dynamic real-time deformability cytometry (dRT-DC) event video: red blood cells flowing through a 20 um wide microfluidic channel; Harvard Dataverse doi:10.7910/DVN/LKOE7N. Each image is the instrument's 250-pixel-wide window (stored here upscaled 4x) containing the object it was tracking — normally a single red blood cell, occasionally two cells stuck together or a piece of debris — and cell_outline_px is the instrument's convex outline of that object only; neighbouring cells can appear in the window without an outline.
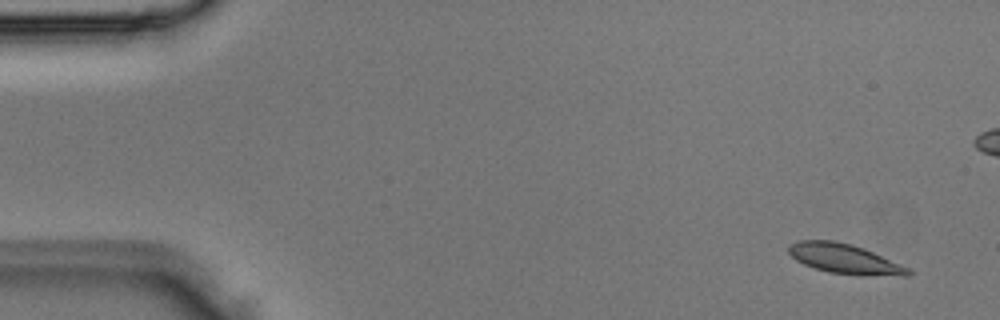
{"species": "Egyptian fruit bat (a non-hibernating species)", "species_latin": "Rousettus aegyptiacus", "temperature_condition": "room temperature", "stored_images_in_passage": 4, "camera_frame_rate_fps": 3000, "um_per_image_px": 0.085, "animal": {"sex": "male"}, "frame": {"image": 1, "passage_image": 4, "time_ms": 1.0, "image_size_px": [1000, 320], "cell_outline_px": [[912, 272], [908, 276], [860, 276], [828, 272], [804, 264], [796, 260], [788, 252], [788, 244], [800, 240], [832, 240], [864, 248], [900, 264], [908, 268]], "centroid_in_image_um": [71.79, 22.01], "position_along_channel_um": 13.2, "area_um2": 20.75}}